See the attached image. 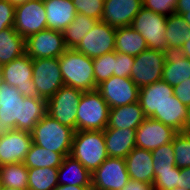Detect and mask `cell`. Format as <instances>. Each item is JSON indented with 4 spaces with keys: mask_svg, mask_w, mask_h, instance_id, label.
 <instances>
[{
    "mask_svg": "<svg viewBox=\"0 0 190 190\" xmlns=\"http://www.w3.org/2000/svg\"><path fill=\"white\" fill-rule=\"evenodd\" d=\"M32 81L35 84L38 97L46 100L51 98L65 85L61 75L59 58L33 59Z\"/></svg>",
    "mask_w": 190,
    "mask_h": 190,
    "instance_id": "obj_8",
    "label": "cell"
},
{
    "mask_svg": "<svg viewBox=\"0 0 190 190\" xmlns=\"http://www.w3.org/2000/svg\"><path fill=\"white\" fill-rule=\"evenodd\" d=\"M15 6L7 0H0V31L14 28Z\"/></svg>",
    "mask_w": 190,
    "mask_h": 190,
    "instance_id": "obj_41",
    "label": "cell"
},
{
    "mask_svg": "<svg viewBox=\"0 0 190 190\" xmlns=\"http://www.w3.org/2000/svg\"><path fill=\"white\" fill-rule=\"evenodd\" d=\"M174 95L185 106H190V78L173 87Z\"/></svg>",
    "mask_w": 190,
    "mask_h": 190,
    "instance_id": "obj_42",
    "label": "cell"
},
{
    "mask_svg": "<svg viewBox=\"0 0 190 190\" xmlns=\"http://www.w3.org/2000/svg\"><path fill=\"white\" fill-rule=\"evenodd\" d=\"M25 47L32 59L56 58L67 50L62 32L48 28L28 36Z\"/></svg>",
    "mask_w": 190,
    "mask_h": 190,
    "instance_id": "obj_12",
    "label": "cell"
},
{
    "mask_svg": "<svg viewBox=\"0 0 190 190\" xmlns=\"http://www.w3.org/2000/svg\"><path fill=\"white\" fill-rule=\"evenodd\" d=\"M179 188L190 190V167L180 168Z\"/></svg>",
    "mask_w": 190,
    "mask_h": 190,
    "instance_id": "obj_43",
    "label": "cell"
},
{
    "mask_svg": "<svg viewBox=\"0 0 190 190\" xmlns=\"http://www.w3.org/2000/svg\"><path fill=\"white\" fill-rule=\"evenodd\" d=\"M142 7V0H104L101 21L115 28L131 26Z\"/></svg>",
    "mask_w": 190,
    "mask_h": 190,
    "instance_id": "obj_18",
    "label": "cell"
},
{
    "mask_svg": "<svg viewBox=\"0 0 190 190\" xmlns=\"http://www.w3.org/2000/svg\"><path fill=\"white\" fill-rule=\"evenodd\" d=\"M184 133L190 134V106L188 107L187 121L185 124Z\"/></svg>",
    "mask_w": 190,
    "mask_h": 190,
    "instance_id": "obj_48",
    "label": "cell"
},
{
    "mask_svg": "<svg viewBox=\"0 0 190 190\" xmlns=\"http://www.w3.org/2000/svg\"><path fill=\"white\" fill-rule=\"evenodd\" d=\"M26 53L25 38L14 28L0 31V66L5 65Z\"/></svg>",
    "mask_w": 190,
    "mask_h": 190,
    "instance_id": "obj_28",
    "label": "cell"
},
{
    "mask_svg": "<svg viewBox=\"0 0 190 190\" xmlns=\"http://www.w3.org/2000/svg\"><path fill=\"white\" fill-rule=\"evenodd\" d=\"M172 190H189V189H187V188H179V187H175V188H173Z\"/></svg>",
    "mask_w": 190,
    "mask_h": 190,
    "instance_id": "obj_52",
    "label": "cell"
},
{
    "mask_svg": "<svg viewBox=\"0 0 190 190\" xmlns=\"http://www.w3.org/2000/svg\"><path fill=\"white\" fill-rule=\"evenodd\" d=\"M166 21L167 16L142 7L134 17L131 27L141 34L149 49L164 52L167 49Z\"/></svg>",
    "mask_w": 190,
    "mask_h": 190,
    "instance_id": "obj_6",
    "label": "cell"
},
{
    "mask_svg": "<svg viewBox=\"0 0 190 190\" xmlns=\"http://www.w3.org/2000/svg\"><path fill=\"white\" fill-rule=\"evenodd\" d=\"M74 132L46 114L31 131L32 142L66 157L71 152Z\"/></svg>",
    "mask_w": 190,
    "mask_h": 190,
    "instance_id": "obj_4",
    "label": "cell"
},
{
    "mask_svg": "<svg viewBox=\"0 0 190 190\" xmlns=\"http://www.w3.org/2000/svg\"><path fill=\"white\" fill-rule=\"evenodd\" d=\"M32 76L33 59L26 53L1 66V80L16 87L24 97L37 96Z\"/></svg>",
    "mask_w": 190,
    "mask_h": 190,
    "instance_id": "obj_10",
    "label": "cell"
},
{
    "mask_svg": "<svg viewBox=\"0 0 190 190\" xmlns=\"http://www.w3.org/2000/svg\"><path fill=\"white\" fill-rule=\"evenodd\" d=\"M177 1L178 0H142L144 8L164 16L175 13Z\"/></svg>",
    "mask_w": 190,
    "mask_h": 190,
    "instance_id": "obj_39",
    "label": "cell"
},
{
    "mask_svg": "<svg viewBox=\"0 0 190 190\" xmlns=\"http://www.w3.org/2000/svg\"><path fill=\"white\" fill-rule=\"evenodd\" d=\"M109 157L125 158L136 147V130L105 128L103 130Z\"/></svg>",
    "mask_w": 190,
    "mask_h": 190,
    "instance_id": "obj_22",
    "label": "cell"
},
{
    "mask_svg": "<svg viewBox=\"0 0 190 190\" xmlns=\"http://www.w3.org/2000/svg\"><path fill=\"white\" fill-rule=\"evenodd\" d=\"M31 132L3 130L0 132V166L22 163L32 145Z\"/></svg>",
    "mask_w": 190,
    "mask_h": 190,
    "instance_id": "obj_16",
    "label": "cell"
},
{
    "mask_svg": "<svg viewBox=\"0 0 190 190\" xmlns=\"http://www.w3.org/2000/svg\"><path fill=\"white\" fill-rule=\"evenodd\" d=\"M63 82L82 92L96 90L93 59L75 49H67L59 57Z\"/></svg>",
    "mask_w": 190,
    "mask_h": 190,
    "instance_id": "obj_2",
    "label": "cell"
},
{
    "mask_svg": "<svg viewBox=\"0 0 190 190\" xmlns=\"http://www.w3.org/2000/svg\"><path fill=\"white\" fill-rule=\"evenodd\" d=\"M53 190H88V187H81V186H71V185H61L59 184Z\"/></svg>",
    "mask_w": 190,
    "mask_h": 190,
    "instance_id": "obj_46",
    "label": "cell"
},
{
    "mask_svg": "<svg viewBox=\"0 0 190 190\" xmlns=\"http://www.w3.org/2000/svg\"><path fill=\"white\" fill-rule=\"evenodd\" d=\"M129 180L125 158L108 157L92 173V186L100 190H122Z\"/></svg>",
    "mask_w": 190,
    "mask_h": 190,
    "instance_id": "obj_14",
    "label": "cell"
},
{
    "mask_svg": "<svg viewBox=\"0 0 190 190\" xmlns=\"http://www.w3.org/2000/svg\"><path fill=\"white\" fill-rule=\"evenodd\" d=\"M125 161L131 180L153 185L155 176L151 150L135 147L125 157Z\"/></svg>",
    "mask_w": 190,
    "mask_h": 190,
    "instance_id": "obj_20",
    "label": "cell"
},
{
    "mask_svg": "<svg viewBox=\"0 0 190 190\" xmlns=\"http://www.w3.org/2000/svg\"><path fill=\"white\" fill-rule=\"evenodd\" d=\"M173 95V87L164 80L139 88L138 101L145 117H151L155 111H159L160 107Z\"/></svg>",
    "mask_w": 190,
    "mask_h": 190,
    "instance_id": "obj_21",
    "label": "cell"
},
{
    "mask_svg": "<svg viewBox=\"0 0 190 190\" xmlns=\"http://www.w3.org/2000/svg\"><path fill=\"white\" fill-rule=\"evenodd\" d=\"M122 190H154V189L152 185L130 179Z\"/></svg>",
    "mask_w": 190,
    "mask_h": 190,
    "instance_id": "obj_44",
    "label": "cell"
},
{
    "mask_svg": "<svg viewBox=\"0 0 190 190\" xmlns=\"http://www.w3.org/2000/svg\"><path fill=\"white\" fill-rule=\"evenodd\" d=\"M58 184L90 187L92 186V173L69 155L64 157L58 168Z\"/></svg>",
    "mask_w": 190,
    "mask_h": 190,
    "instance_id": "obj_26",
    "label": "cell"
},
{
    "mask_svg": "<svg viewBox=\"0 0 190 190\" xmlns=\"http://www.w3.org/2000/svg\"><path fill=\"white\" fill-rule=\"evenodd\" d=\"M0 183L2 186L27 190L28 168L23 162L1 165Z\"/></svg>",
    "mask_w": 190,
    "mask_h": 190,
    "instance_id": "obj_32",
    "label": "cell"
},
{
    "mask_svg": "<svg viewBox=\"0 0 190 190\" xmlns=\"http://www.w3.org/2000/svg\"><path fill=\"white\" fill-rule=\"evenodd\" d=\"M177 133L171 126L146 117L136 129V147L152 151L172 142Z\"/></svg>",
    "mask_w": 190,
    "mask_h": 190,
    "instance_id": "obj_17",
    "label": "cell"
},
{
    "mask_svg": "<svg viewBox=\"0 0 190 190\" xmlns=\"http://www.w3.org/2000/svg\"><path fill=\"white\" fill-rule=\"evenodd\" d=\"M147 48L145 39L131 26L116 28L115 51L117 53L137 56Z\"/></svg>",
    "mask_w": 190,
    "mask_h": 190,
    "instance_id": "obj_27",
    "label": "cell"
},
{
    "mask_svg": "<svg viewBox=\"0 0 190 190\" xmlns=\"http://www.w3.org/2000/svg\"><path fill=\"white\" fill-rule=\"evenodd\" d=\"M116 28L99 20L85 35L76 51L95 59L115 51Z\"/></svg>",
    "mask_w": 190,
    "mask_h": 190,
    "instance_id": "obj_13",
    "label": "cell"
},
{
    "mask_svg": "<svg viewBox=\"0 0 190 190\" xmlns=\"http://www.w3.org/2000/svg\"><path fill=\"white\" fill-rule=\"evenodd\" d=\"M181 49L184 53V56L190 60V38L182 45Z\"/></svg>",
    "mask_w": 190,
    "mask_h": 190,
    "instance_id": "obj_47",
    "label": "cell"
},
{
    "mask_svg": "<svg viewBox=\"0 0 190 190\" xmlns=\"http://www.w3.org/2000/svg\"><path fill=\"white\" fill-rule=\"evenodd\" d=\"M47 114V100L38 96L24 97L16 87L0 81L1 130L31 132Z\"/></svg>",
    "mask_w": 190,
    "mask_h": 190,
    "instance_id": "obj_1",
    "label": "cell"
},
{
    "mask_svg": "<svg viewBox=\"0 0 190 190\" xmlns=\"http://www.w3.org/2000/svg\"><path fill=\"white\" fill-rule=\"evenodd\" d=\"M1 190H23V189H17V188H13V187L2 186Z\"/></svg>",
    "mask_w": 190,
    "mask_h": 190,
    "instance_id": "obj_51",
    "label": "cell"
},
{
    "mask_svg": "<svg viewBox=\"0 0 190 190\" xmlns=\"http://www.w3.org/2000/svg\"><path fill=\"white\" fill-rule=\"evenodd\" d=\"M184 20L190 25V12H186L182 14Z\"/></svg>",
    "mask_w": 190,
    "mask_h": 190,
    "instance_id": "obj_50",
    "label": "cell"
},
{
    "mask_svg": "<svg viewBox=\"0 0 190 190\" xmlns=\"http://www.w3.org/2000/svg\"><path fill=\"white\" fill-rule=\"evenodd\" d=\"M7 1H9L12 5L17 6V5L23 4L27 0H7Z\"/></svg>",
    "mask_w": 190,
    "mask_h": 190,
    "instance_id": "obj_49",
    "label": "cell"
},
{
    "mask_svg": "<svg viewBox=\"0 0 190 190\" xmlns=\"http://www.w3.org/2000/svg\"><path fill=\"white\" fill-rule=\"evenodd\" d=\"M47 28L63 32L77 12L72 0H44Z\"/></svg>",
    "mask_w": 190,
    "mask_h": 190,
    "instance_id": "obj_23",
    "label": "cell"
},
{
    "mask_svg": "<svg viewBox=\"0 0 190 190\" xmlns=\"http://www.w3.org/2000/svg\"><path fill=\"white\" fill-rule=\"evenodd\" d=\"M99 20L77 13L62 32L67 49H75Z\"/></svg>",
    "mask_w": 190,
    "mask_h": 190,
    "instance_id": "obj_29",
    "label": "cell"
},
{
    "mask_svg": "<svg viewBox=\"0 0 190 190\" xmlns=\"http://www.w3.org/2000/svg\"><path fill=\"white\" fill-rule=\"evenodd\" d=\"M109 110L97 89L83 92L77 107L76 131H103L108 124Z\"/></svg>",
    "mask_w": 190,
    "mask_h": 190,
    "instance_id": "obj_5",
    "label": "cell"
},
{
    "mask_svg": "<svg viewBox=\"0 0 190 190\" xmlns=\"http://www.w3.org/2000/svg\"><path fill=\"white\" fill-rule=\"evenodd\" d=\"M77 13L101 20L104 0H72Z\"/></svg>",
    "mask_w": 190,
    "mask_h": 190,
    "instance_id": "obj_37",
    "label": "cell"
},
{
    "mask_svg": "<svg viewBox=\"0 0 190 190\" xmlns=\"http://www.w3.org/2000/svg\"><path fill=\"white\" fill-rule=\"evenodd\" d=\"M165 38L167 39V48L182 47L188 41L190 25L182 15L173 13L167 16Z\"/></svg>",
    "mask_w": 190,
    "mask_h": 190,
    "instance_id": "obj_31",
    "label": "cell"
},
{
    "mask_svg": "<svg viewBox=\"0 0 190 190\" xmlns=\"http://www.w3.org/2000/svg\"><path fill=\"white\" fill-rule=\"evenodd\" d=\"M187 113L188 107L173 95L150 118L171 126L178 132H183L187 121Z\"/></svg>",
    "mask_w": 190,
    "mask_h": 190,
    "instance_id": "obj_25",
    "label": "cell"
},
{
    "mask_svg": "<svg viewBox=\"0 0 190 190\" xmlns=\"http://www.w3.org/2000/svg\"><path fill=\"white\" fill-rule=\"evenodd\" d=\"M163 53L162 80L174 87L190 78V60L184 56L181 47H169Z\"/></svg>",
    "mask_w": 190,
    "mask_h": 190,
    "instance_id": "obj_19",
    "label": "cell"
},
{
    "mask_svg": "<svg viewBox=\"0 0 190 190\" xmlns=\"http://www.w3.org/2000/svg\"><path fill=\"white\" fill-rule=\"evenodd\" d=\"M190 12V0H178L175 13L182 15Z\"/></svg>",
    "mask_w": 190,
    "mask_h": 190,
    "instance_id": "obj_45",
    "label": "cell"
},
{
    "mask_svg": "<svg viewBox=\"0 0 190 190\" xmlns=\"http://www.w3.org/2000/svg\"><path fill=\"white\" fill-rule=\"evenodd\" d=\"M154 176L158 172L172 171L175 167V154L172 142L152 150Z\"/></svg>",
    "mask_w": 190,
    "mask_h": 190,
    "instance_id": "obj_34",
    "label": "cell"
},
{
    "mask_svg": "<svg viewBox=\"0 0 190 190\" xmlns=\"http://www.w3.org/2000/svg\"><path fill=\"white\" fill-rule=\"evenodd\" d=\"M58 185V168L28 169L27 190H53Z\"/></svg>",
    "mask_w": 190,
    "mask_h": 190,
    "instance_id": "obj_33",
    "label": "cell"
},
{
    "mask_svg": "<svg viewBox=\"0 0 190 190\" xmlns=\"http://www.w3.org/2000/svg\"><path fill=\"white\" fill-rule=\"evenodd\" d=\"M82 91L62 86L51 98L47 99V114L62 125L76 131L77 107Z\"/></svg>",
    "mask_w": 190,
    "mask_h": 190,
    "instance_id": "obj_7",
    "label": "cell"
},
{
    "mask_svg": "<svg viewBox=\"0 0 190 190\" xmlns=\"http://www.w3.org/2000/svg\"><path fill=\"white\" fill-rule=\"evenodd\" d=\"M97 90L110 108L138 101L139 87L129 77L111 76L98 85Z\"/></svg>",
    "mask_w": 190,
    "mask_h": 190,
    "instance_id": "obj_15",
    "label": "cell"
},
{
    "mask_svg": "<svg viewBox=\"0 0 190 190\" xmlns=\"http://www.w3.org/2000/svg\"><path fill=\"white\" fill-rule=\"evenodd\" d=\"M70 156L93 173L109 157L103 131H75Z\"/></svg>",
    "mask_w": 190,
    "mask_h": 190,
    "instance_id": "obj_3",
    "label": "cell"
},
{
    "mask_svg": "<svg viewBox=\"0 0 190 190\" xmlns=\"http://www.w3.org/2000/svg\"><path fill=\"white\" fill-rule=\"evenodd\" d=\"M172 144L175 154V166L178 168L190 167V135L178 132Z\"/></svg>",
    "mask_w": 190,
    "mask_h": 190,
    "instance_id": "obj_36",
    "label": "cell"
},
{
    "mask_svg": "<svg viewBox=\"0 0 190 190\" xmlns=\"http://www.w3.org/2000/svg\"><path fill=\"white\" fill-rule=\"evenodd\" d=\"M116 51L93 59L94 78L98 86L113 76L115 70Z\"/></svg>",
    "mask_w": 190,
    "mask_h": 190,
    "instance_id": "obj_35",
    "label": "cell"
},
{
    "mask_svg": "<svg viewBox=\"0 0 190 190\" xmlns=\"http://www.w3.org/2000/svg\"><path fill=\"white\" fill-rule=\"evenodd\" d=\"M88 190H100V189H97V188H95L93 186H90V187H88Z\"/></svg>",
    "mask_w": 190,
    "mask_h": 190,
    "instance_id": "obj_53",
    "label": "cell"
},
{
    "mask_svg": "<svg viewBox=\"0 0 190 190\" xmlns=\"http://www.w3.org/2000/svg\"><path fill=\"white\" fill-rule=\"evenodd\" d=\"M63 159L64 156L61 153L52 152L32 143L23 163L28 169L44 167L59 168Z\"/></svg>",
    "mask_w": 190,
    "mask_h": 190,
    "instance_id": "obj_30",
    "label": "cell"
},
{
    "mask_svg": "<svg viewBox=\"0 0 190 190\" xmlns=\"http://www.w3.org/2000/svg\"><path fill=\"white\" fill-rule=\"evenodd\" d=\"M47 29L43 0H27L15 6L14 30L23 38Z\"/></svg>",
    "mask_w": 190,
    "mask_h": 190,
    "instance_id": "obj_9",
    "label": "cell"
},
{
    "mask_svg": "<svg viewBox=\"0 0 190 190\" xmlns=\"http://www.w3.org/2000/svg\"><path fill=\"white\" fill-rule=\"evenodd\" d=\"M164 64L165 58L162 51L147 48L135 56L130 79L139 88L160 81Z\"/></svg>",
    "mask_w": 190,
    "mask_h": 190,
    "instance_id": "obj_11",
    "label": "cell"
},
{
    "mask_svg": "<svg viewBox=\"0 0 190 190\" xmlns=\"http://www.w3.org/2000/svg\"><path fill=\"white\" fill-rule=\"evenodd\" d=\"M134 58L135 56L116 52L115 70L113 75L130 78Z\"/></svg>",
    "mask_w": 190,
    "mask_h": 190,
    "instance_id": "obj_40",
    "label": "cell"
},
{
    "mask_svg": "<svg viewBox=\"0 0 190 190\" xmlns=\"http://www.w3.org/2000/svg\"><path fill=\"white\" fill-rule=\"evenodd\" d=\"M180 168L174 167L172 171L158 172L152 185L154 190H172L179 187Z\"/></svg>",
    "mask_w": 190,
    "mask_h": 190,
    "instance_id": "obj_38",
    "label": "cell"
},
{
    "mask_svg": "<svg viewBox=\"0 0 190 190\" xmlns=\"http://www.w3.org/2000/svg\"><path fill=\"white\" fill-rule=\"evenodd\" d=\"M145 118L143 109L137 101L125 106L110 108L106 128L136 130Z\"/></svg>",
    "mask_w": 190,
    "mask_h": 190,
    "instance_id": "obj_24",
    "label": "cell"
}]
</instances>
